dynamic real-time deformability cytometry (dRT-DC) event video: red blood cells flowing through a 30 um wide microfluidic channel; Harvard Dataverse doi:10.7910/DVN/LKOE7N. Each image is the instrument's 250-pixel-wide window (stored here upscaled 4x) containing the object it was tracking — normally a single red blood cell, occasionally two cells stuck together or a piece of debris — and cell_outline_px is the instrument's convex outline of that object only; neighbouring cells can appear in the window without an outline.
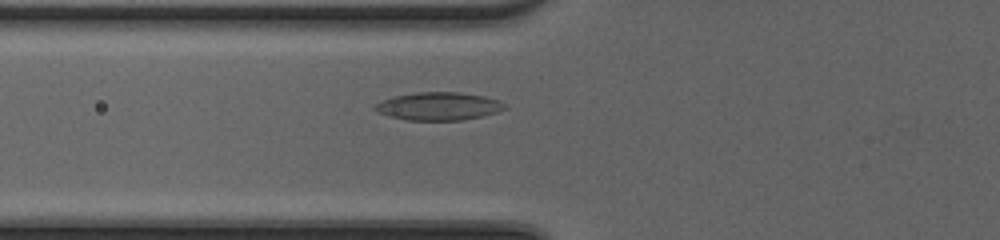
{"species": "common noctule bat (a hibernating species)", "species_latin": "Nyctalus noctula", "temperature_condition": "cold", "stored_images_in_passage": 33, "camera_frame_rate_fps": 3000, "um_per_image_px": 0.085, "animal": {"sex": "female", "body_mass_g": 20.0, "forearm_length_mm": 54.0}, "frame": {"image": 1, "passage_image": 3, "time_ms": 0.667, "image_size_px": [1000, 240], "cell_outline_px": [[508, 108], [484, 116], [464, 120], [404, 120], [388, 116], [372, 108], [372, 104], [396, 96], [416, 92], [460, 92], [484, 96], [500, 100], [508, 104]], "centroid_in_image_um": [37.33, 9.03], "position_along_channel_um": 88.5, "area_um2": 21.39}}
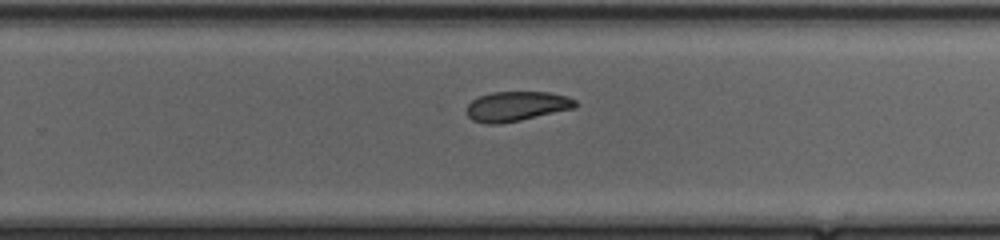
{"frame": {"image": 2, "passage_image": 17, "time_ms": 5.333, "image_size_px": [1000, 240], "cell_outline_px": [[576, 108], [520, 120], [500, 124], [484, 124], [472, 120], [468, 116], [468, 104], [472, 100], [480, 96], [492, 92], [548, 92], [568, 96], [576, 100]], "centroid_in_image_um": [43.92, 9.03], "position_along_channel_um": 285.9, "area_um2": 18.84}}
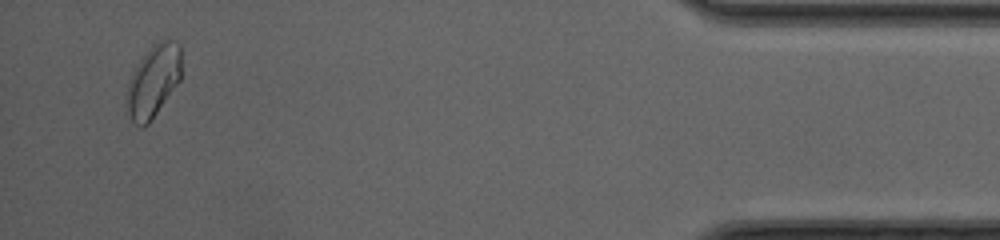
{"frame": {"image": 3, "passage_image": 31, "time_ms": 10.0, "image_size_px": [1000, 240], "cell_outline_px": [[180, 80], [148, 124], [144, 128], [140, 128], [124, 112], [124, 100], [128, 80], [132, 72], [148, 48], [152, 44], [160, 40], [176, 40], [180, 44]], "centroid_in_image_um": [12.97, 6.92], "position_along_channel_um": 422.2, "area_um2": 23.47}}